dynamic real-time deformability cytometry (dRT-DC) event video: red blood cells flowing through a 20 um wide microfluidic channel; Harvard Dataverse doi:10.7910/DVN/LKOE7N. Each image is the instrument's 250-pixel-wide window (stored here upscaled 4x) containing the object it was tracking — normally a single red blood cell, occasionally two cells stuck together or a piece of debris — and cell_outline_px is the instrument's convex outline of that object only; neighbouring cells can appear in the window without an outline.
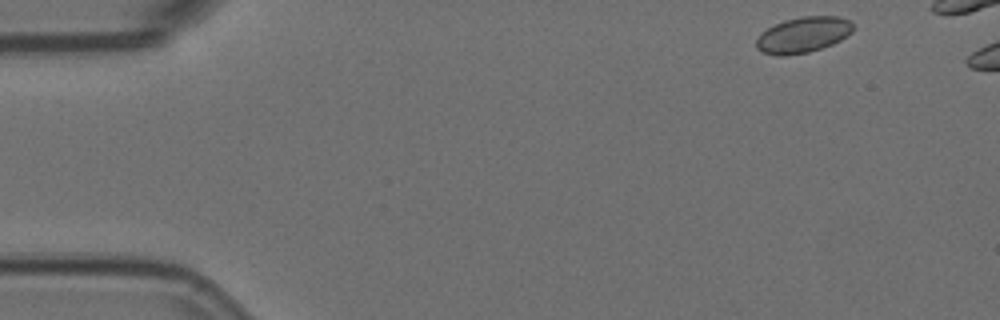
{"species": "Egyptian fruit bat (a non-hibernating species)", "species_latin": "Rousettus aegyptiacus", "temperature_condition": "room temperature", "stored_images_in_passage": 2, "camera_frame_rate_fps": 3000, "um_per_image_px": 0.085, "animal": {"sex": "female"}, "frame": {"image": 1, "passage_image": 1, "time_ms": 0.0, "image_size_px": [1000, 320], "cell_outline_px": [[852, 32], [840, 40], [832, 44], [808, 52], [784, 56], [776, 56], [764, 52], [756, 48], [756, 40], [760, 32], [784, 20], [804, 16], [840, 16], [848, 20], [852, 24]], "centroid_in_image_um": [68.24, 2.96], "position_along_channel_um": 16.8, "area_um2": 20.06}}